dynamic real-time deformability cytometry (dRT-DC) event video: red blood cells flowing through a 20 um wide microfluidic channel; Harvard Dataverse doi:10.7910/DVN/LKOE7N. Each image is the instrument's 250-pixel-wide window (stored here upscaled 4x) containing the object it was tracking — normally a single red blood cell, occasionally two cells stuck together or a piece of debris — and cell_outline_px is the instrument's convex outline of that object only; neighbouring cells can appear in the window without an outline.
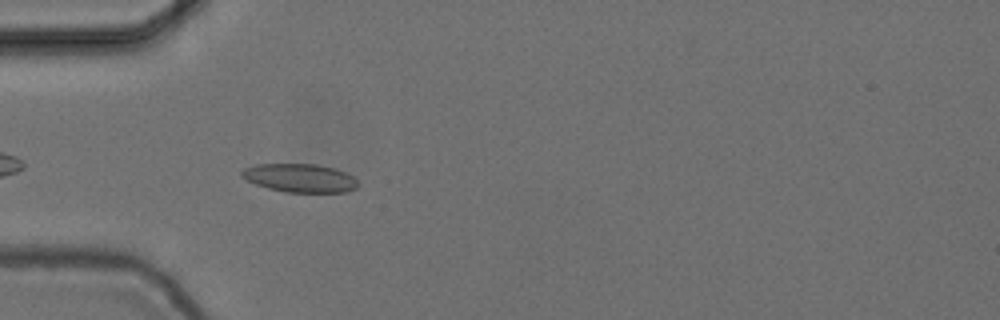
{"species": "common noctule bat (a hibernating species)", "species_latin": "Nyctalus noctula", "temperature_condition": "cold", "stored_images_in_passage": 42, "camera_frame_rate_fps": 3000, "um_per_image_px": 0.085, "animal": {"sex": "female", "body_mass_g": 24.6, "forearm_length_mm": 56.2}, "frame": {"image": 1, "passage_image": 4, "time_ms": 1.0, "image_size_px": [1000, 320], "cell_outline_px": [[360, 184], [356, 188], [348, 192], [284, 192], [268, 188], [256, 184], [240, 176], [240, 172], [244, 168], [256, 164], [316, 164], [336, 168], [352, 176]], "centroid_in_image_um": [25.5, 15.13], "position_along_channel_um": 59.5, "area_um2": 19.36}}
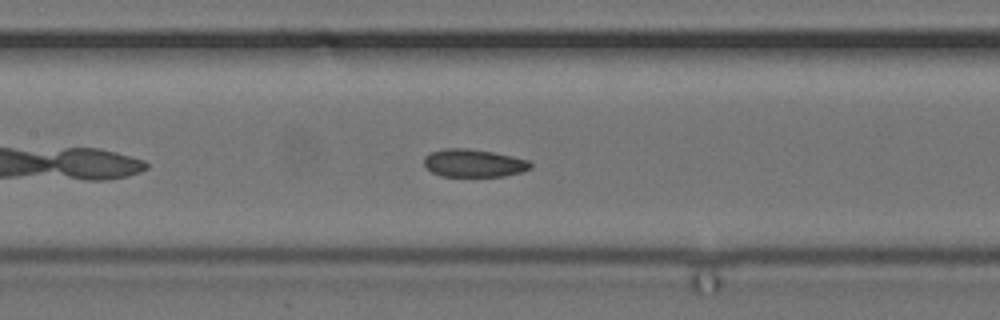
{"frame": {"image": 2, "passage_image": 13, "time_ms": 4.0, "image_size_px": [1000, 320], "cell_outline_px": [[532, 168], [520, 172], [504, 176], [440, 176], [424, 168], [424, 156], [432, 152], [444, 148], [468, 148], [492, 152], [512, 156], [528, 160], [532, 164]], "centroid_in_image_um": [40.23, 13.86], "position_along_channel_um": 167.2, "area_um2": 17.34}}
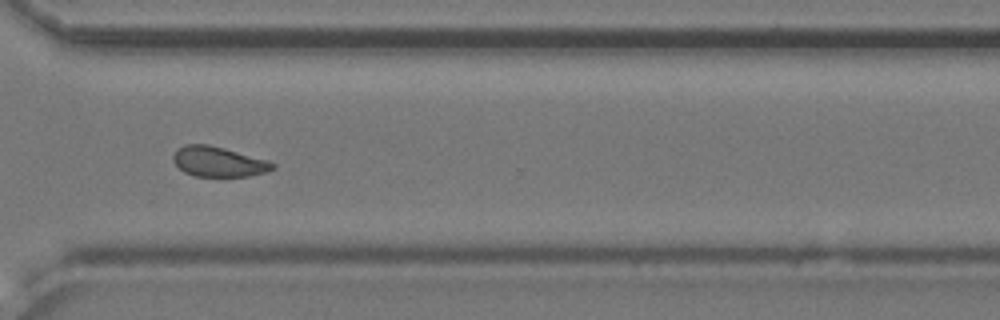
{"frame": {"image": 3, "passage_image": 28, "time_ms": 9.0, "image_size_px": [1000, 320], "cell_outline_px": [[276, 168], [264, 172], [248, 176], [196, 176], [184, 172], [172, 160], [172, 156], [176, 148], [184, 144], [208, 144], [224, 148], [268, 160], [276, 164]], "centroid_in_image_um": [18.55, 13.73], "position_along_channel_um": 352.1, "area_um2": 17.46}, "authors_computed_cell_mechanics": {"area_um2": 17.5423, "velocity_mm_per_s": 3.7073, "shape_relaxation_time_tau1_ms": null, "shape_relaxation_time_tau2_ms": 1.8419, "deformation_change_tau1": null, "deformation_change_tau2": 0.0723}}